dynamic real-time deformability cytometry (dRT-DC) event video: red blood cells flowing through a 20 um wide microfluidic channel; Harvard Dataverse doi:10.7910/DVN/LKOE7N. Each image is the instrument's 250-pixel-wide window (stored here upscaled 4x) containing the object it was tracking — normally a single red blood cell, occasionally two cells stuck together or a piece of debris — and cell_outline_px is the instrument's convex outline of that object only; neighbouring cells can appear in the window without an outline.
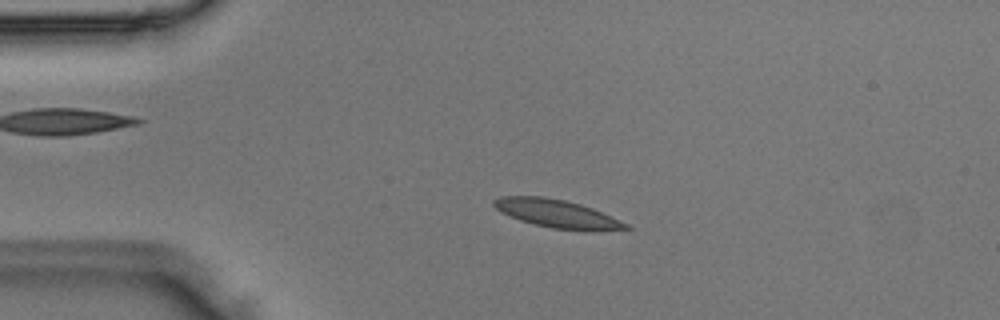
{"species": "Egyptian fruit bat (a non-hibernating species)", "species_latin": "Rousettus aegyptiacus", "temperature_condition": "room temperature", "stored_images_in_passage": 45, "camera_frame_rate_fps": 3000, "um_per_image_px": 0.085, "animal": {"sex": "male"}, "frame": {"image": 1, "passage_image": 7, "time_ms": 2.0, "image_size_px": [1000, 320], "cell_outline_px": [[632, 228], [552, 228], [520, 220], [500, 212], [492, 204], [492, 200], [500, 196], [544, 196], [564, 200], [580, 204], [592, 208], [628, 224]], "centroid_in_image_um": [47.18, 18.09], "position_along_channel_um": 37.8, "area_um2": 20.52}}
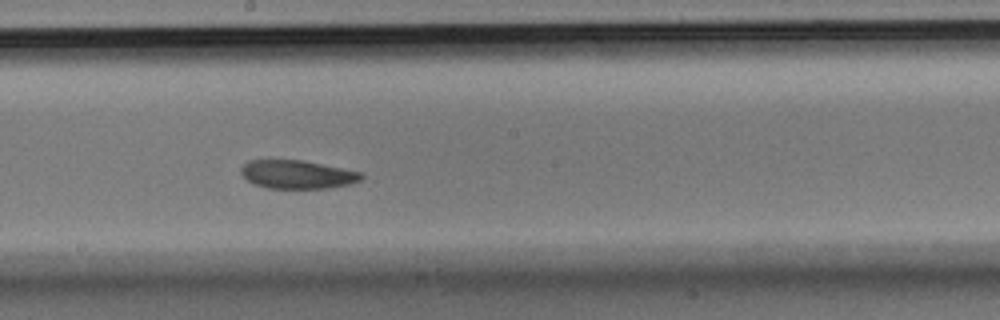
{"frame": {"image": 2, "passage_image": 23, "time_ms": 7.333, "image_size_px": [1000, 320], "cell_outline_px": [[364, 176], [360, 180], [348, 184], [324, 188], [268, 188], [256, 184], [248, 180], [240, 172], [240, 168], [248, 160], [300, 160], [364, 172]], "centroid_in_image_um": [25.27, 14.82], "position_along_channel_um": 222.9, "area_um2": 19.71}}
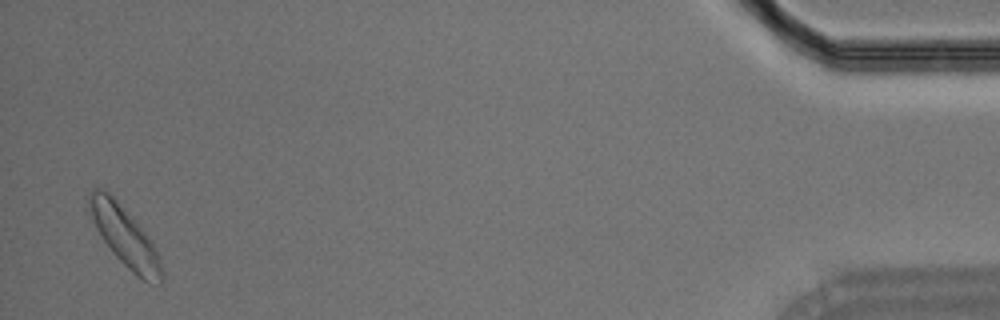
{"frame": {"image": 3, "passage_image": 44, "time_ms": 14.333, "image_size_px": [1000, 320], "cell_outline_px": [[164, 280], [160, 284], [148, 284], [136, 276], [112, 252], [96, 228], [92, 216], [88, 200], [88, 196], [96, 188], [104, 188], [116, 200], [140, 228], [152, 244], [160, 260], [164, 272]], "centroid_in_image_um": [10.64, 20.18], "position_along_channel_um": 424.6, "area_um2": 24.39}}